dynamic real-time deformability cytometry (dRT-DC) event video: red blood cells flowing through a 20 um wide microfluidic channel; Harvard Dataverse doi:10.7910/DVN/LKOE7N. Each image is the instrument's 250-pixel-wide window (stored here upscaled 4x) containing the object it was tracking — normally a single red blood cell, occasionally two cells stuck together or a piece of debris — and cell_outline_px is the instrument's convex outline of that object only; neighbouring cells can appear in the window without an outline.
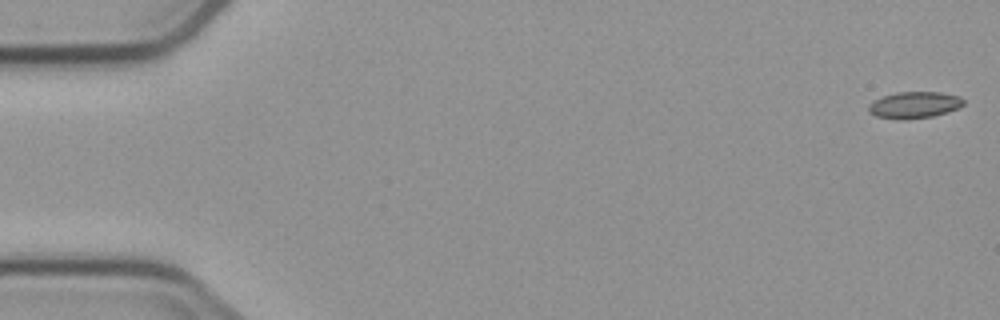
{"species": "common noctule bat (a hibernating species)", "species_latin": "Nyctalus noctula", "temperature_condition": "cold", "stored_images_in_passage": 11, "camera_frame_rate_fps": 3000, "um_per_image_px": 0.085, "animal": {"sex": "male", "body_mass_g": 23.1, "forearm_length_mm": 52.7}, "frame": {"image": 1, "passage_image": 1, "time_ms": 0.0, "image_size_px": [1000, 320], "cell_outline_px": [[964, 104], [960, 108], [948, 112], [932, 116], [904, 120], [900, 120], [876, 116], [868, 112], [868, 104], [872, 100], [896, 92], [940, 92], [960, 96], [964, 100]], "centroid_in_image_um": [77.71, 8.92], "position_along_channel_um": 7.3, "area_um2": 14.91}}
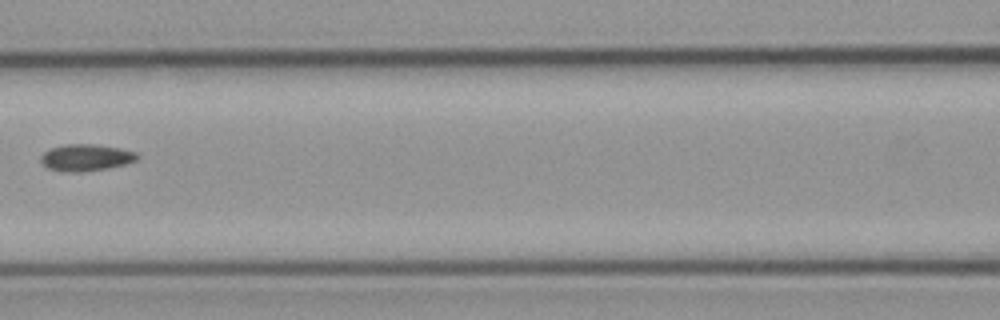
{"frame": {"image": 2, "passage_image": 7, "time_ms": 8.0, "image_size_px": [1000, 320], "cell_outline_px": [[140, 156], [136, 160], [124, 164], [108, 168], [80, 172], [64, 172], [48, 168], [40, 160], [40, 156], [44, 152], [52, 148], [64, 144], [96, 144], [120, 148], [136, 152]], "centroid_in_image_um": [7.31, 13.39], "position_along_channel_um": 159.3, "area_um2": 15.03}}
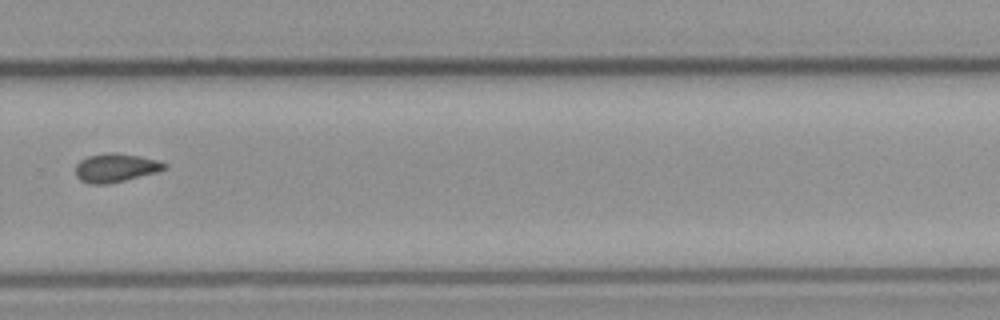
{"frame": {"image": 3, "passage_image": 11, "time_ms": 12.333, "image_size_px": [1000, 320], "cell_outline_px": [[168, 168], [156, 172], [108, 184], [88, 184], [80, 180], [76, 176], [76, 164], [80, 160], [88, 156], [112, 152], [140, 156], [156, 160], [168, 164]], "centroid_in_image_um": [9.82, 14.26], "position_along_channel_um": 320.0, "area_um2": 14.74}}